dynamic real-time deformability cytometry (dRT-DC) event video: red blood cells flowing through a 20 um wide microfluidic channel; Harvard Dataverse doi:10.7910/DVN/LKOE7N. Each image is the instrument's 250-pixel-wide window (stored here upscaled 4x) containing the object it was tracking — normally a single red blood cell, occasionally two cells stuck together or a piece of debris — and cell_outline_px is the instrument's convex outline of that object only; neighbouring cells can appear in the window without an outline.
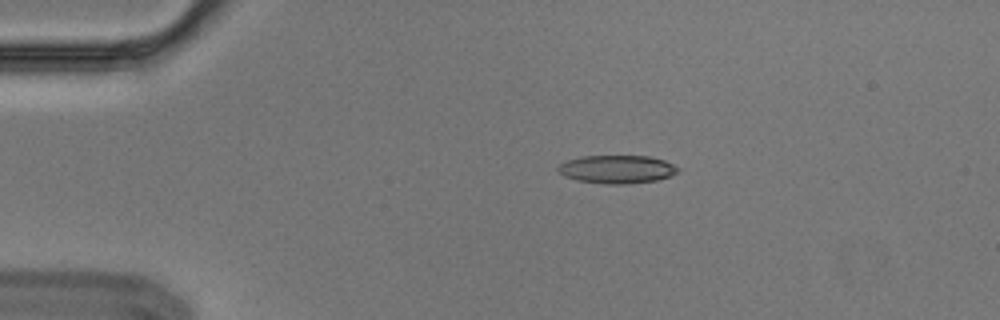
{"species": "Egyptian fruit bat (a non-hibernating species)", "species_latin": "Rousettus aegyptiacus", "temperature_condition": "cold", "stored_images_in_passage": 6, "camera_frame_rate_fps": 3000, "um_per_image_px": 0.085, "animal": {"sex": "male"}, "frame": {"image": 1, "passage_image": 3, "time_ms": 0.667, "image_size_px": [1000, 320], "cell_outline_px": [[680, 168], [676, 172], [668, 176], [656, 180], [628, 184], [608, 184], [576, 180], [564, 176], [556, 168], [560, 164], [568, 160], [580, 156], [648, 156], [664, 160]], "centroid_in_image_um": [52.41, 14.38], "position_along_channel_um": 32.6, "area_um2": 19.54}}
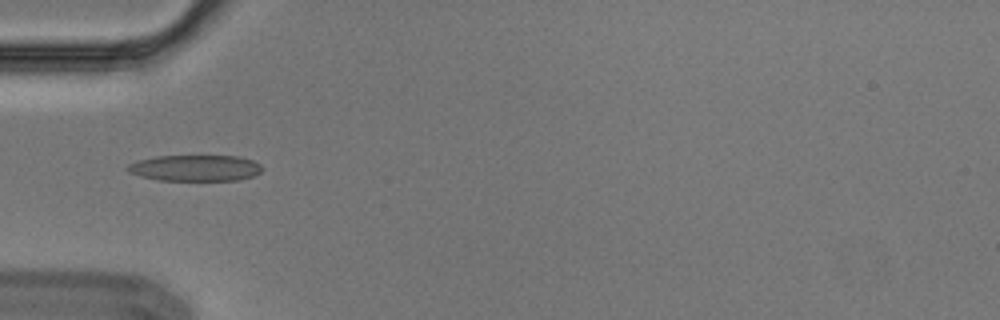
{"frame": {"image": 2, "passage_image": 5, "time_ms": 1.333, "image_size_px": [1000, 320], "cell_outline_px": [[264, 168], [260, 172], [252, 176], [236, 180], [156, 180], [140, 176], [128, 172], [124, 168], [128, 164], [136, 160], [156, 156], [240, 156], [252, 160], [260, 164]], "centroid_in_image_um": [16.55, 14.27], "position_along_channel_um": 68.5, "area_um2": 20.63}}